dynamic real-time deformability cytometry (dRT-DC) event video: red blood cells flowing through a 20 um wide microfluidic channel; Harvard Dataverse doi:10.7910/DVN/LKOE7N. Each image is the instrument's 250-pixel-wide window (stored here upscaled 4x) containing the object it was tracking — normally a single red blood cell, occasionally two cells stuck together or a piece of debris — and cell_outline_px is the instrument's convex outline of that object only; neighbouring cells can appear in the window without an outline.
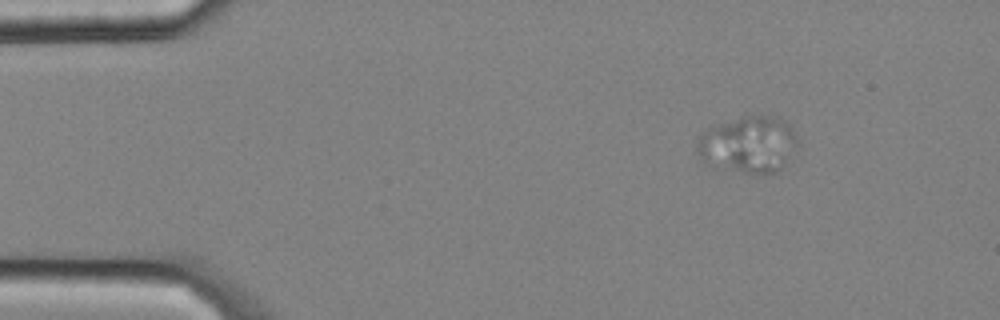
{"species": "common noctule bat (a hibernating species)", "species_latin": "Nyctalus noctula", "temperature_condition": "cold", "stored_images_in_passage": 4, "camera_frame_rate_fps": 3000, "um_per_image_px": 0.085, "animal": {"sex": "male", "body_mass_g": 20.4}, "frame": {"image": 1, "passage_image": 2, "time_ms": 0.333, "image_size_px": [1000, 320], "cell_outline_px": [[796, 144], [784, 164], [776, 172], [744, 172], [716, 168], [700, 160], [696, 148], [696, 136], [708, 128], [744, 116], [780, 116], [792, 128], [796, 136]], "centroid_in_image_um": [63.54, 12.27], "position_along_channel_um": 21.5, "area_um2": 32.89}}